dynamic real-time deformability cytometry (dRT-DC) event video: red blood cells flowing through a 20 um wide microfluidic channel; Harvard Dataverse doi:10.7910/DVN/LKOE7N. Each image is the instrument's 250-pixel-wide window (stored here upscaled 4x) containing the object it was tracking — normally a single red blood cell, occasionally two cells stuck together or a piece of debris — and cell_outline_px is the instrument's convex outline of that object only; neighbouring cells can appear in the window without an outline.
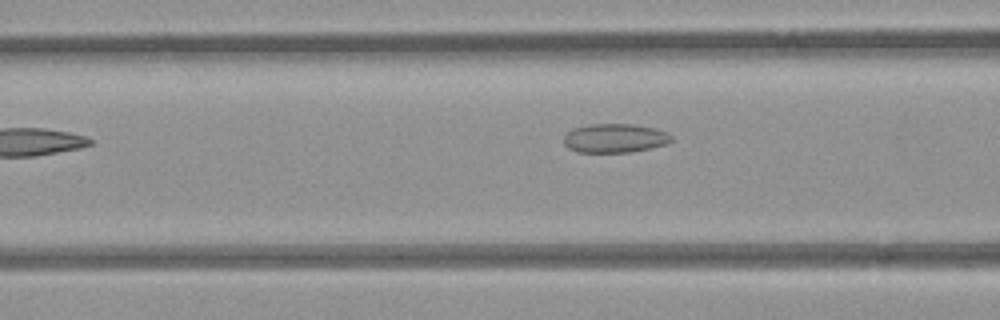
{"species": "common noctule bat (a hibernating species)", "species_latin": "Nyctalus noctula", "temperature_condition": "room temperature", "stored_images_in_passage": 31, "camera_frame_rate_fps": 3000, "um_per_image_px": 0.085, "animal": {"sex": "female", "body_mass_g": 21.9}, "frame": {"image": 1, "passage_image": 5, "time_ms": 1.333, "image_size_px": [1000, 320], "cell_outline_px": [[672, 140], [664, 144], [648, 148], [628, 152], [576, 152], [568, 148], [564, 144], [564, 136], [572, 128], [588, 124], [632, 124], [652, 128], [668, 132], [672, 136]], "centroid_in_image_um": [52.21, 11.74], "position_along_channel_um": 114.4, "area_um2": 18.03}}
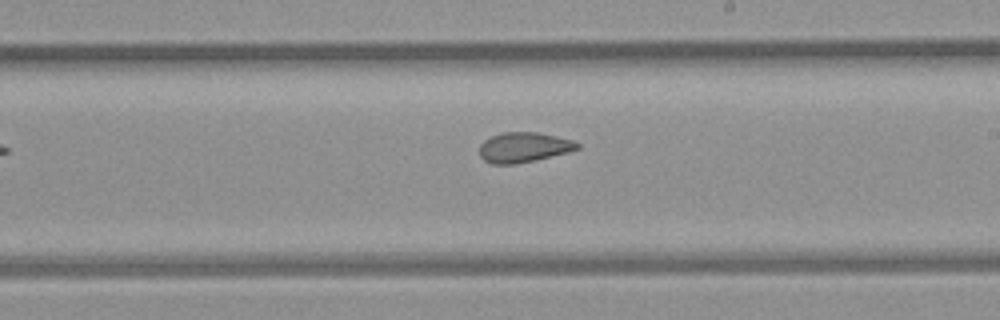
{"frame": {"image": 2, "passage_image": 15, "time_ms": 4.667, "image_size_px": [1000, 320], "cell_outline_px": [[580, 148], [568, 152], [516, 164], [492, 164], [484, 160], [480, 156], [480, 144], [484, 140], [492, 136], [504, 132], [536, 132], [556, 136], [572, 140], [580, 144]], "centroid_in_image_um": [44.5, 12.52], "position_along_channel_um": 244.5, "area_um2": 16.99}}
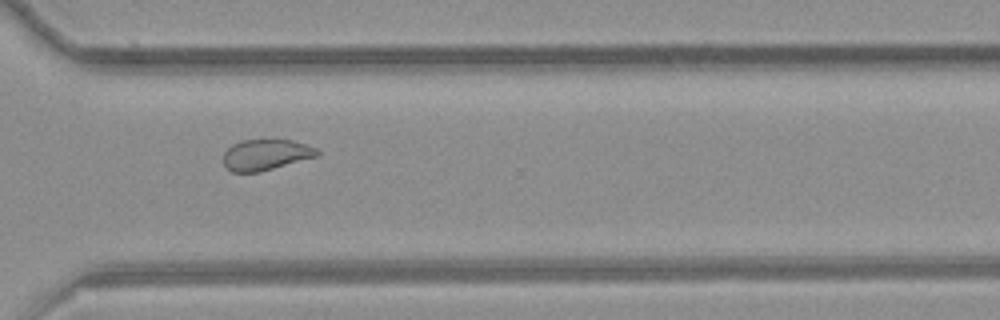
{"frame": {"image": 3, "passage_image": 23, "time_ms": 7.333, "image_size_px": [1000, 320], "cell_outline_px": [[320, 156], [260, 172], [232, 172], [224, 164], [224, 152], [232, 144], [240, 140], [292, 140], [316, 148], [320, 152]], "centroid_in_image_um": [22.62, 13.16], "position_along_channel_um": 348.0, "area_um2": 16.94}}